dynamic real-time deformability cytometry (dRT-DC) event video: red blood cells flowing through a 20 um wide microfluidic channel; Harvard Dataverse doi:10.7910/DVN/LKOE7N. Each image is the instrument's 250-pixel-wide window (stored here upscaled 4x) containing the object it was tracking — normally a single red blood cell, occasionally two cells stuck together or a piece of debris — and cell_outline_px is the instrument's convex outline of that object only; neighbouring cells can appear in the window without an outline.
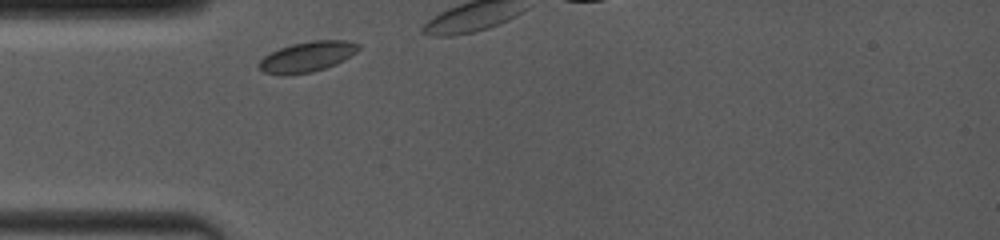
{"species": "common noctule bat (a hibernating species)", "species_latin": "Nyctalus noctula", "temperature_condition": "room temperature", "stored_images_in_passage": 7, "camera_frame_rate_fps": 4000, "um_per_image_px": 0.085, "animal": {"sex": "female", "body_mass_g": 19.0, "forearm_length_mm": 53.3}, "frame": {"image": 1, "passage_image": 1, "time_ms": 0.0, "image_size_px": [1000, 240], "cell_outline_px": [[360, 48], [356, 52], [344, 60], [336, 64], [312, 72], [288, 76], [284, 76], [264, 72], [260, 68], [260, 60], [264, 56], [280, 48], [292, 44], [312, 40], [348, 40], [360, 44]], "centroid_in_image_um": [26.14, 4.82], "position_along_channel_um": 58.9, "area_um2": 17.63}}